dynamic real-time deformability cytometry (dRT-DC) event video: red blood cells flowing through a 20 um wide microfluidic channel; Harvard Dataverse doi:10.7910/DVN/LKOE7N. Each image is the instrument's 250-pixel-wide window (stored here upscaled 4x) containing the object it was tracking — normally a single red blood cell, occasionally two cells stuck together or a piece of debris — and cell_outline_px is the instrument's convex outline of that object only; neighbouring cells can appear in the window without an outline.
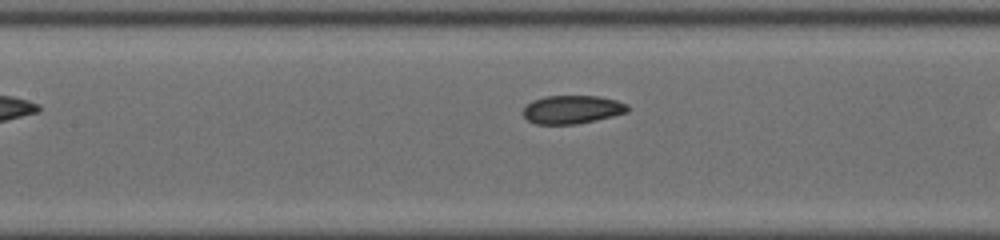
{"species": "common noctule bat (a hibernating species)", "species_latin": "Nyctalus noctula", "temperature_condition": "cold", "stored_images_in_passage": 22, "camera_frame_rate_fps": 3000, "um_per_image_px": 0.085, "animal": {"sex": "male", "body_mass_g": 19.0, "forearm_length_mm": 50.8}, "frame": {"image": 1, "passage_image": 5, "time_ms": 1.333, "image_size_px": [1000, 240], "cell_outline_px": [[628, 112], [596, 120], [576, 124], [536, 124], [528, 120], [524, 116], [524, 108], [532, 100], [544, 96], [596, 96], [616, 100], [628, 104]], "centroid_in_image_um": [48.63, 9.31], "position_along_channel_um": 158.8, "area_um2": 17.17}}
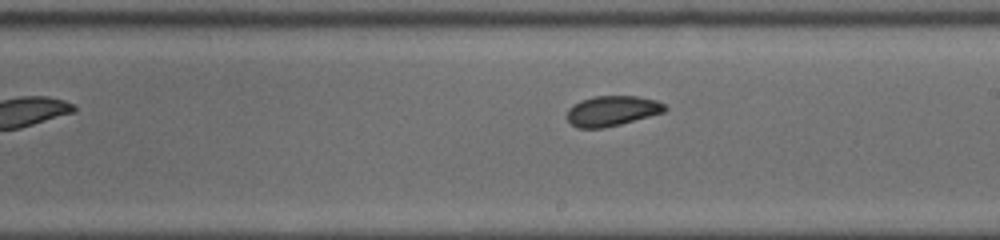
{"frame": {"image": 2, "passage_image": 11, "time_ms": 3.333, "image_size_px": [1000, 240], "cell_outline_px": [[668, 108], [664, 112], [620, 124], [600, 128], [580, 128], [572, 124], [568, 120], [568, 108], [572, 104], [580, 100], [592, 96], [636, 96], [656, 100], [664, 104]], "centroid_in_image_um": [52.01, 9.41], "position_along_channel_um": 237.0, "area_um2": 17.11}}
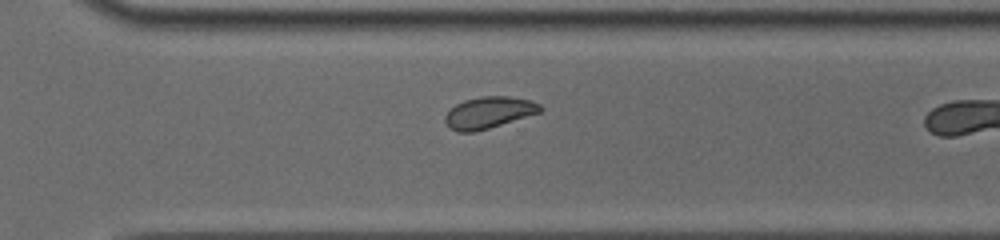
{"frame": {"image": 3, "passage_image": 18, "time_ms": 5.667, "image_size_px": [1000, 240], "cell_outline_px": [[544, 108], [540, 112], [488, 128], [472, 132], [456, 132], [448, 128], [444, 120], [444, 116], [456, 104], [464, 100], [480, 96], [508, 96], [532, 100], [540, 104]], "centroid_in_image_um": [41.53, 9.56], "position_along_channel_um": 329.1, "area_um2": 17.51}}